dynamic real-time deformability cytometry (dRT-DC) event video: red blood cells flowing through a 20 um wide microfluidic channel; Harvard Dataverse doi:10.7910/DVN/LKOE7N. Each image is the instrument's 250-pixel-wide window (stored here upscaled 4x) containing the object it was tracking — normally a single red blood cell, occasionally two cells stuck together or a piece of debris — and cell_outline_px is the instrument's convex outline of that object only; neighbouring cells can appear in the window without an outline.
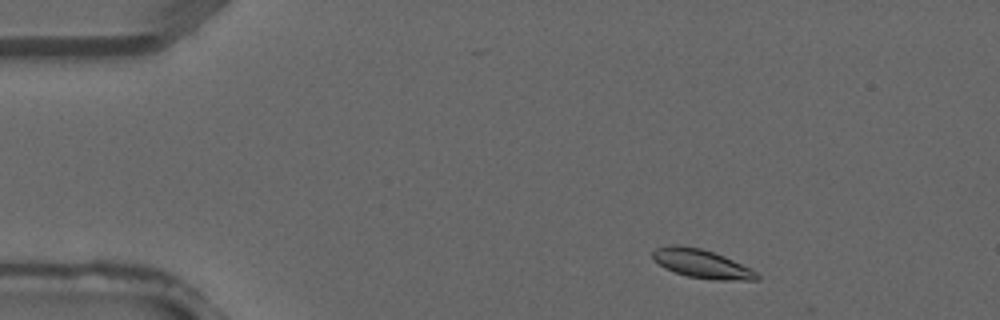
{"species": "common noctule bat (a hibernating species)", "species_latin": "Nyctalus noctula", "temperature_condition": "warm", "stored_images_in_passage": 4, "camera_frame_rate_fps": 3000, "um_per_image_px": 0.085, "animal": {"sex": "male", "forearm_length_mm": 52.5}, "frame": {"image": 1, "passage_image": 4, "time_ms": 1.0, "image_size_px": [1000, 320], "cell_outline_px": [[760, 276], [756, 280], [716, 280], [688, 276], [664, 268], [652, 260], [652, 252], [656, 248], [672, 244], [676, 244], [700, 248], [724, 256], [752, 268]], "centroid_in_image_um": [59.63, 22.41], "position_along_channel_um": 25.4, "area_um2": 17.46}}